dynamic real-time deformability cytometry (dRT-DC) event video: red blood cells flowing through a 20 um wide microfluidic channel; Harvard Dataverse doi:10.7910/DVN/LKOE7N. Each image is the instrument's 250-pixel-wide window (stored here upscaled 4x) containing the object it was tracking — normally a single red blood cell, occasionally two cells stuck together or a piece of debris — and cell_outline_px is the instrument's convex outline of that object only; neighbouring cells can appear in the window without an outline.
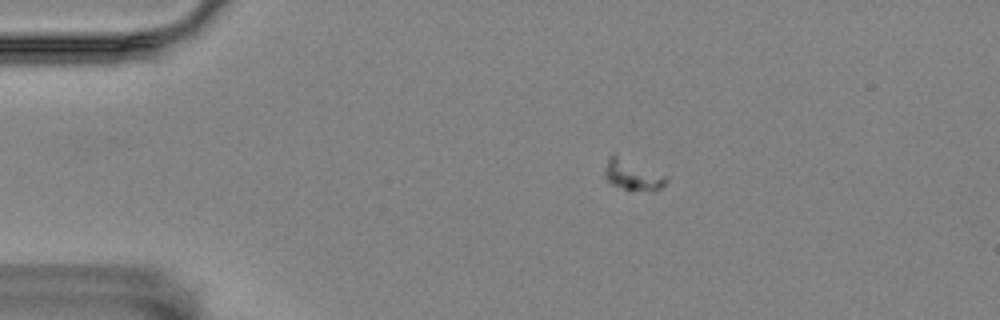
{"species": "Egyptian fruit bat (a non-hibernating species)", "species_latin": "Rousettus aegyptiacus", "temperature_condition": "room temperature", "stored_images_in_passage": 23, "camera_frame_rate_fps": 3000, "um_per_image_px": 0.085, "animal": {"sex": "female"}, "frame": {"image": 1, "passage_image": 12, "time_ms": 3.667, "image_size_px": [1000, 320], "cell_outline_px": [[668, 180], [660, 188], [628, 192], [612, 184], [604, 176], [604, 172], [608, 156], [616, 156], [664, 176]], "centroid_in_image_um": [53.69, 14.93], "position_along_channel_um": 31.3, "area_um2": 10.23}}
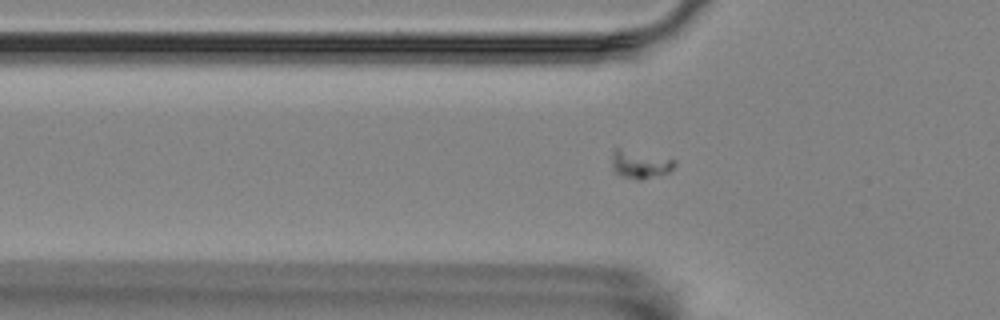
{"frame": {"image": 2, "passage_image": 20, "time_ms": 6.333, "image_size_px": [1000, 320], "cell_outline_px": [[676, 164], [668, 172], [640, 180], [636, 180], [620, 176], [612, 168], [612, 148], [620, 148], [676, 160]], "centroid_in_image_um": [54.35, 13.96], "position_along_channel_um": 71.4, "area_um2": 10.17}}